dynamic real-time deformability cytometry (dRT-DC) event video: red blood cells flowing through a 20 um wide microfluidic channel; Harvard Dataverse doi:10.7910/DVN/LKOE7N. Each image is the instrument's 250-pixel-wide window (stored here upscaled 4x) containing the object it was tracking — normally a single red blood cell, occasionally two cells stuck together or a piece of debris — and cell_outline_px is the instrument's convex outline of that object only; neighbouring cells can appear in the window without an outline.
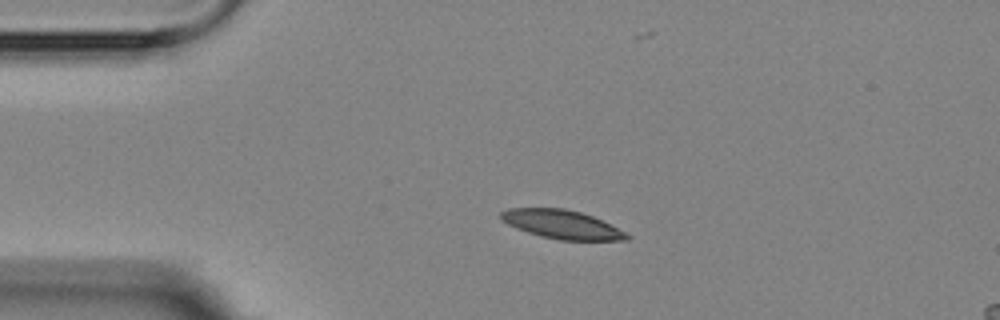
{"species": "Egyptian fruit bat (a non-hibernating species)", "species_latin": "Rousettus aegyptiacus", "temperature_condition": "room temperature", "stored_images_in_passage": 2, "camera_frame_rate_fps": 3000, "um_per_image_px": 0.085, "animal": {"sex": "female"}, "frame": {"image": 1, "passage_image": 1, "time_ms": 0.0, "image_size_px": [1000, 320], "cell_outline_px": [[632, 236], [628, 240], [560, 240], [540, 236], [516, 228], [500, 220], [500, 212], [508, 208], [564, 208], [580, 212], [592, 216]], "centroid_in_image_um": [47.71, 19.07], "position_along_channel_um": 37.3, "area_um2": 20.87}}